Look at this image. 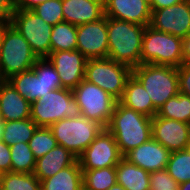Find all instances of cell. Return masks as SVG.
Instances as JSON below:
<instances>
[{
	"label": "cell",
	"mask_w": 190,
	"mask_h": 190,
	"mask_svg": "<svg viewBox=\"0 0 190 190\" xmlns=\"http://www.w3.org/2000/svg\"><path fill=\"white\" fill-rule=\"evenodd\" d=\"M10 20L0 19V49L2 46V40L5 33V30L10 26Z\"/></svg>",
	"instance_id": "obj_41"
},
{
	"label": "cell",
	"mask_w": 190,
	"mask_h": 190,
	"mask_svg": "<svg viewBox=\"0 0 190 190\" xmlns=\"http://www.w3.org/2000/svg\"><path fill=\"white\" fill-rule=\"evenodd\" d=\"M83 190H108L117 183L116 168L82 170Z\"/></svg>",
	"instance_id": "obj_28"
},
{
	"label": "cell",
	"mask_w": 190,
	"mask_h": 190,
	"mask_svg": "<svg viewBox=\"0 0 190 190\" xmlns=\"http://www.w3.org/2000/svg\"><path fill=\"white\" fill-rule=\"evenodd\" d=\"M57 144L77 158L100 134L104 127L95 120L80 115L77 118H64L49 127Z\"/></svg>",
	"instance_id": "obj_7"
},
{
	"label": "cell",
	"mask_w": 190,
	"mask_h": 190,
	"mask_svg": "<svg viewBox=\"0 0 190 190\" xmlns=\"http://www.w3.org/2000/svg\"><path fill=\"white\" fill-rule=\"evenodd\" d=\"M117 183L126 190H150V172L124 157L115 166Z\"/></svg>",
	"instance_id": "obj_23"
},
{
	"label": "cell",
	"mask_w": 190,
	"mask_h": 190,
	"mask_svg": "<svg viewBox=\"0 0 190 190\" xmlns=\"http://www.w3.org/2000/svg\"><path fill=\"white\" fill-rule=\"evenodd\" d=\"M151 13L148 0H104V15L110 18L148 26Z\"/></svg>",
	"instance_id": "obj_17"
},
{
	"label": "cell",
	"mask_w": 190,
	"mask_h": 190,
	"mask_svg": "<svg viewBox=\"0 0 190 190\" xmlns=\"http://www.w3.org/2000/svg\"><path fill=\"white\" fill-rule=\"evenodd\" d=\"M153 29L185 38L190 34V1L152 11L150 24Z\"/></svg>",
	"instance_id": "obj_13"
},
{
	"label": "cell",
	"mask_w": 190,
	"mask_h": 190,
	"mask_svg": "<svg viewBox=\"0 0 190 190\" xmlns=\"http://www.w3.org/2000/svg\"><path fill=\"white\" fill-rule=\"evenodd\" d=\"M0 172H11V155L10 147L0 140Z\"/></svg>",
	"instance_id": "obj_36"
},
{
	"label": "cell",
	"mask_w": 190,
	"mask_h": 190,
	"mask_svg": "<svg viewBox=\"0 0 190 190\" xmlns=\"http://www.w3.org/2000/svg\"><path fill=\"white\" fill-rule=\"evenodd\" d=\"M179 190H190V180L187 182L180 183Z\"/></svg>",
	"instance_id": "obj_42"
},
{
	"label": "cell",
	"mask_w": 190,
	"mask_h": 190,
	"mask_svg": "<svg viewBox=\"0 0 190 190\" xmlns=\"http://www.w3.org/2000/svg\"><path fill=\"white\" fill-rule=\"evenodd\" d=\"M181 1L183 0H151L150 1L151 11L165 7H170L172 5L180 3Z\"/></svg>",
	"instance_id": "obj_39"
},
{
	"label": "cell",
	"mask_w": 190,
	"mask_h": 190,
	"mask_svg": "<svg viewBox=\"0 0 190 190\" xmlns=\"http://www.w3.org/2000/svg\"><path fill=\"white\" fill-rule=\"evenodd\" d=\"M146 26L107 17L108 56L131 69L141 64L142 40Z\"/></svg>",
	"instance_id": "obj_2"
},
{
	"label": "cell",
	"mask_w": 190,
	"mask_h": 190,
	"mask_svg": "<svg viewBox=\"0 0 190 190\" xmlns=\"http://www.w3.org/2000/svg\"><path fill=\"white\" fill-rule=\"evenodd\" d=\"M31 104L48 92L63 88L59 74L47 58H39L33 68L7 80Z\"/></svg>",
	"instance_id": "obj_4"
},
{
	"label": "cell",
	"mask_w": 190,
	"mask_h": 190,
	"mask_svg": "<svg viewBox=\"0 0 190 190\" xmlns=\"http://www.w3.org/2000/svg\"><path fill=\"white\" fill-rule=\"evenodd\" d=\"M132 69L110 58L87 59L85 80L99 86L119 101L124 93Z\"/></svg>",
	"instance_id": "obj_9"
},
{
	"label": "cell",
	"mask_w": 190,
	"mask_h": 190,
	"mask_svg": "<svg viewBox=\"0 0 190 190\" xmlns=\"http://www.w3.org/2000/svg\"><path fill=\"white\" fill-rule=\"evenodd\" d=\"M32 11L52 26L64 22L62 0H48L40 3Z\"/></svg>",
	"instance_id": "obj_33"
},
{
	"label": "cell",
	"mask_w": 190,
	"mask_h": 190,
	"mask_svg": "<svg viewBox=\"0 0 190 190\" xmlns=\"http://www.w3.org/2000/svg\"><path fill=\"white\" fill-rule=\"evenodd\" d=\"M166 170L177 183L190 180V150L173 151L170 154Z\"/></svg>",
	"instance_id": "obj_31"
},
{
	"label": "cell",
	"mask_w": 190,
	"mask_h": 190,
	"mask_svg": "<svg viewBox=\"0 0 190 190\" xmlns=\"http://www.w3.org/2000/svg\"><path fill=\"white\" fill-rule=\"evenodd\" d=\"M179 93L190 96V65L178 67Z\"/></svg>",
	"instance_id": "obj_35"
},
{
	"label": "cell",
	"mask_w": 190,
	"mask_h": 190,
	"mask_svg": "<svg viewBox=\"0 0 190 190\" xmlns=\"http://www.w3.org/2000/svg\"><path fill=\"white\" fill-rule=\"evenodd\" d=\"M123 158L114 136L104 128L78 157L82 170L115 167Z\"/></svg>",
	"instance_id": "obj_12"
},
{
	"label": "cell",
	"mask_w": 190,
	"mask_h": 190,
	"mask_svg": "<svg viewBox=\"0 0 190 190\" xmlns=\"http://www.w3.org/2000/svg\"><path fill=\"white\" fill-rule=\"evenodd\" d=\"M48 0H14V9L18 10H32L40 3Z\"/></svg>",
	"instance_id": "obj_38"
},
{
	"label": "cell",
	"mask_w": 190,
	"mask_h": 190,
	"mask_svg": "<svg viewBox=\"0 0 190 190\" xmlns=\"http://www.w3.org/2000/svg\"><path fill=\"white\" fill-rule=\"evenodd\" d=\"M3 131H4V121L2 120V115H1V112H0V140H1V137H2V134H3Z\"/></svg>",
	"instance_id": "obj_43"
},
{
	"label": "cell",
	"mask_w": 190,
	"mask_h": 190,
	"mask_svg": "<svg viewBox=\"0 0 190 190\" xmlns=\"http://www.w3.org/2000/svg\"><path fill=\"white\" fill-rule=\"evenodd\" d=\"M77 50L87 59L107 58V16L97 21L77 26Z\"/></svg>",
	"instance_id": "obj_14"
},
{
	"label": "cell",
	"mask_w": 190,
	"mask_h": 190,
	"mask_svg": "<svg viewBox=\"0 0 190 190\" xmlns=\"http://www.w3.org/2000/svg\"><path fill=\"white\" fill-rule=\"evenodd\" d=\"M78 158L63 146L57 145L36 160L33 174L40 180L54 176L60 170L73 165Z\"/></svg>",
	"instance_id": "obj_21"
},
{
	"label": "cell",
	"mask_w": 190,
	"mask_h": 190,
	"mask_svg": "<svg viewBox=\"0 0 190 190\" xmlns=\"http://www.w3.org/2000/svg\"><path fill=\"white\" fill-rule=\"evenodd\" d=\"M38 59L28 41L10 25L5 30L0 49L1 80L32 69Z\"/></svg>",
	"instance_id": "obj_8"
},
{
	"label": "cell",
	"mask_w": 190,
	"mask_h": 190,
	"mask_svg": "<svg viewBox=\"0 0 190 190\" xmlns=\"http://www.w3.org/2000/svg\"><path fill=\"white\" fill-rule=\"evenodd\" d=\"M170 154L158 141L150 138L123 157L148 172H154L166 169Z\"/></svg>",
	"instance_id": "obj_18"
},
{
	"label": "cell",
	"mask_w": 190,
	"mask_h": 190,
	"mask_svg": "<svg viewBox=\"0 0 190 190\" xmlns=\"http://www.w3.org/2000/svg\"><path fill=\"white\" fill-rule=\"evenodd\" d=\"M46 58L58 72L63 88L73 90L85 78L87 58L79 50L51 52Z\"/></svg>",
	"instance_id": "obj_15"
},
{
	"label": "cell",
	"mask_w": 190,
	"mask_h": 190,
	"mask_svg": "<svg viewBox=\"0 0 190 190\" xmlns=\"http://www.w3.org/2000/svg\"><path fill=\"white\" fill-rule=\"evenodd\" d=\"M31 104L7 81H0V112L2 120L15 121L30 118Z\"/></svg>",
	"instance_id": "obj_20"
},
{
	"label": "cell",
	"mask_w": 190,
	"mask_h": 190,
	"mask_svg": "<svg viewBox=\"0 0 190 190\" xmlns=\"http://www.w3.org/2000/svg\"><path fill=\"white\" fill-rule=\"evenodd\" d=\"M14 12V0H0V19L10 20Z\"/></svg>",
	"instance_id": "obj_37"
},
{
	"label": "cell",
	"mask_w": 190,
	"mask_h": 190,
	"mask_svg": "<svg viewBox=\"0 0 190 190\" xmlns=\"http://www.w3.org/2000/svg\"><path fill=\"white\" fill-rule=\"evenodd\" d=\"M28 145L34 157L38 159L46 155L58 144L49 127H37Z\"/></svg>",
	"instance_id": "obj_32"
},
{
	"label": "cell",
	"mask_w": 190,
	"mask_h": 190,
	"mask_svg": "<svg viewBox=\"0 0 190 190\" xmlns=\"http://www.w3.org/2000/svg\"><path fill=\"white\" fill-rule=\"evenodd\" d=\"M156 115L190 124V96L179 93L168 99Z\"/></svg>",
	"instance_id": "obj_27"
},
{
	"label": "cell",
	"mask_w": 190,
	"mask_h": 190,
	"mask_svg": "<svg viewBox=\"0 0 190 190\" xmlns=\"http://www.w3.org/2000/svg\"><path fill=\"white\" fill-rule=\"evenodd\" d=\"M182 54L184 64L190 65V34L187 37L183 38Z\"/></svg>",
	"instance_id": "obj_40"
},
{
	"label": "cell",
	"mask_w": 190,
	"mask_h": 190,
	"mask_svg": "<svg viewBox=\"0 0 190 190\" xmlns=\"http://www.w3.org/2000/svg\"><path fill=\"white\" fill-rule=\"evenodd\" d=\"M152 138L170 152L186 150L190 141V124L155 115L152 118Z\"/></svg>",
	"instance_id": "obj_16"
},
{
	"label": "cell",
	"mask_w": 190,
	"mask_h": 190,
	"mask_svg": "<svg viewBox=\"0 0 190 190\" xmlns=\"http://www.w3.org/2000/svg\"><path fill=\"white\" fill-rule=\"evenodd\" d=\"M182 41L180 37L146 26L142 40L141 64L180 67L184 64Z\"/></svg>",
	"instance_id": "obj_6"
},
{
	"label": "cell",
	"mask_w": 190,
	"mask_h": 190,
	"mask_svg": "<svg viewBox=\"0 0 190 190\" xmlns=\"http://www.w3.org/2000/svg\"><path fill=\"white\" fill-rule=\"evenodd\" d=\"M51 52L76 50L77 26L69 22H61L52 27Z\"/></svg>",
	"instance_id": "obj_26"
},
{
	"label": "cell",
	"mask_w": 190,
	"mask_h": 190,
	"mask_svg": "<svg viewBox=\"0 0 190 190\" xmlns=\"http://www.w3.org/2000/svg\"><path fill=\"white\" fill-rule=\"evenodd\" d=\"M106 129L114 136L124 156L152 138V118L117 101Z\"/></svg>",
	"instance_id": "obj_1"
},
{
	"label": "cell",
	"mask_w": 190,
	"mask_h": 190,
	"mask_svg": "<svg viewBox=\"0 0 190 190\" xmlns=\"http://www.w3.org/2000/svg\"><path fill=\"white\" fill-rule=\"evenodd\" d=\"M62 12L75 26L94 22L104 16V0H62Z\"/></svg>",
	"instance_id": "obj_19"
},
{
	"label": "cell",
	"mask_w": 190,
	"mask_h": 190,
	"mask_svg": "<svg viewBox=\"0 0 190 190\" xmlns=\"http://www.w3.org/2000/svg\"><path fill=\"white\" fill-rule=\"evenodd\" d=\"M108 190H126V189L123 186H121L120 184L116 183L115 185L110 187Z\"/></svg>",
	"instance_id": "obj_44"
},
{
	"label": "cell",
	"mask_w": 190,
	"mask_h": 190,
	"mask_svg": "<svg viewBox=\"0 0 190 190\" xmlns=\"http://www.w3.org/2000/svg\"><path fill=\"white\" fill-rule=\"evenodd\" d=\"M81 115L107 127L117 100L99 86L83 79L73 90Z\"/></svg>",
	"instance_id": "obj_10"
},
{
	"label": "cell",
	"mask_w": 190,
	"mask_h": 190,
	"mask_svg": "<svg viewBox=\"0 0 190 190\" xmlns=\"http://www.w3.org/2000/svg\"><path fill=\"white\" fill-rule=\"evenodd\" d=\"M179 185L166 169L150 172V190H179Z\"/></svg>",
	"instance_id": "obj_34"
},
{
	"label": "cell",
	"mask_w": 190,
	"mask_h": 190,
	"mask_svg": "<svg viewBox=\"0 0 190 190\" xmlns=\"http://www.w3.org/2000/svg\"><path fill=\"white\" fill-rule=\"evenodd\" d=\"M37 127L31 118L6 121L4 122V131L1 140L9 147L19 142L28 143Z\"/></svg>",
	"instance_id": "obj_25"
},
{
	"label": "cell",
	"mask_w": 190,
	"mask_h": 190,
	"mask_svg": "<svg viewBox=\"0 0 190 190\" xmlns=\"http://www.w3.org/2000/svg\"><path fill=\"white\" fill-rule=\"evenodd\" d=\"M0 190H40V180L33 173H3Z\"/></svg>",
	"instance_id": "obj_30"
},
{
	"label": "cell",
	"mask_w": 190,
	"mask_h": 190,
	"mask_svg": "<svg viewBox=\"0 0 190 190\" xmlns=\"http://www.w3.org/2000/svg\"><path fill=\"white\" fill-rule=\"evenodd\" d=\"M81 115L80 106L73 91L67 88L48 92L31 103L30 118L38 127H50L64 118H77Z\"/></svg>",
	"instance_id": "obj_5"
},
{
	"label": "cell",
	"mask_w": 190,
	"mask_h": 190,
	"mask_svg": "<svg viewBox=\"0 0 190 190\" xmlns=\"http://www.w3.org/2000/svg\"><path fill=\"white\" fill-rule=\"evenodd\" d=\"M40 190H83L82 169L78 160L54 176L40 181Z\"/></svg>",
	"instance_id": "obj_24"
},
{
	"label": "cell",
	"mask_w": 190,
	"mask_h": 190,
	"mask_svg": "<svg viewBox=\"0 0 190 190\" xmlns=\"http://www.w3.org/2000/svg\"><path fill=\"white\" fill-rule=\"evenodd\" d=\"M119 102L127 108L153 118L157 110L143 85L131 75L125 85L124 93Z\"/></svg>",
	"instance_id": "obj_22"
},
{
	"label": "cell",
	"mask_w": 190,
	"mask_h": 190,
	"mask_svg": "<svg viewBox=\"0 0 190 190\" xmlns=\"http://www.w3.org/2000/svg\"><path fill=\"white\" fill-rule=\"evenodd\" d=\"M132 75L143 85L157 111L168 99L179 94L176 67L140 64L132 69Z\"/></svg>",
	"instance_id": "obj_3"
},
{
	"label": "cell",
	"mask_w": 190,
	"mask_h": 190,
	"mask_svg": "<svg viewBox=\"0 0 190 190\" xmlns=\"http://www.w3.org/2000/svg\"><path fill=\"white\" fill-rule=\"evenodd\" d=\"M11 172L14 173H33L36 158L32 153L28 143L19 142L10 146Z\"/></svg>",
	"instance_id": "obj_29"
},
{
	"label": "cell",
	"mask_w": 190,
	"mask_h": 190,
	"mask_svg": "<svg viewBox=\"0 0 190 190\" xmlns=\"http://www.w3.org/2000/svg\"><path fill=\"white\" fill-rule=\"evenodd\" d=\"M10 24L28 41L38 58H46L51 53L53 26L47 24L32 10L14 9Z\"/></svg>",
	"instance_id": "obj_11"
}]
</instances>
